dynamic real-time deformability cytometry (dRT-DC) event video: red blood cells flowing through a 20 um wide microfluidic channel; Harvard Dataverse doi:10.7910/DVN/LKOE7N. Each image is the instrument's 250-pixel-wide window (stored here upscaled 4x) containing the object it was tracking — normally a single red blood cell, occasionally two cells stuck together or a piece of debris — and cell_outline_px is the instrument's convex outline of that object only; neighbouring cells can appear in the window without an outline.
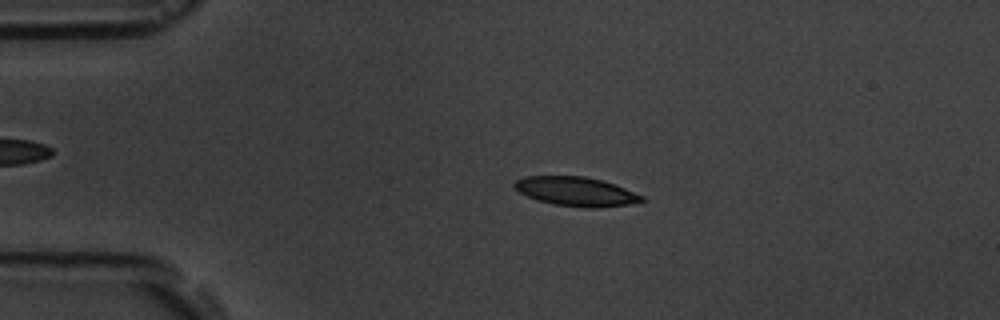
{"species": "common noctule bat (a hibernating species)", "species_latin": "Nyctalus noctula", "temperature_condition": "room temperature", "stored_images_in_passage": 4, "camera_frame_rate_fps": 3000, "um_per_image_px": 0.085, "animal": {"sex": "male", "body_mass_g": 19.5, "forearm_length_mm": 54.6}, "frame": {"image": 1, "passage_image": 3, "time_ms": 2.333, "image_size_px": [1000, 320], "cell_outline_px": [[644, 200], [628, 204], [596, 208], [584, 208], [556, 204], [536, 200], [520, 192], [512, 184], [516, 180], [524, 176], [584, 176], [604, 180], [616, 184], [644, 196]], "centroid_in_image_um": [48.97, 16.26], "position_along_channel_um": 36.0, "area_um2": 21.62}}